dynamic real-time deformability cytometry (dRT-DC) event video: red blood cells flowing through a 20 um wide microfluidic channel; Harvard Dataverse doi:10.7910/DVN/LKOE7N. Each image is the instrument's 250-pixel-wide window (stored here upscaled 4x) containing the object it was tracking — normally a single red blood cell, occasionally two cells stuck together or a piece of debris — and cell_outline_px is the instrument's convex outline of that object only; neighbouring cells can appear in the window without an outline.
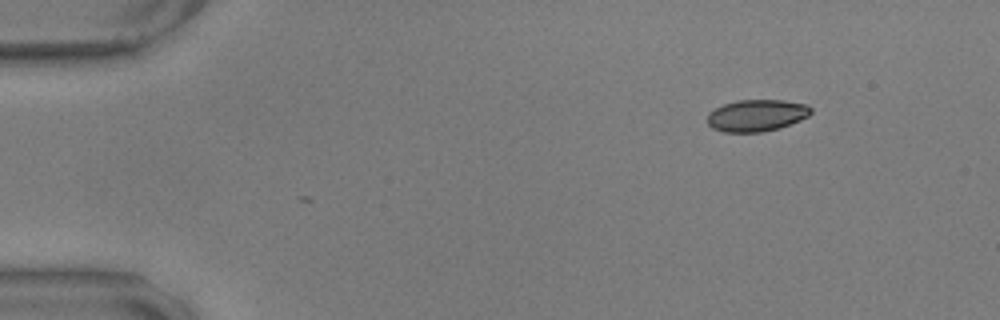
{"species": "common noctule bat (a hibernating species)", "species_latin": "Nyctalus noctula", "temperature_condition": "warm", "stored_images_in_passage": 3, "camera_frame_rate_fps": 3000, "um_per_image_px": 0.085, "animal": {"sex": "male", "body_mass_g": 17.9, "forearm_length_mm": 54.2}, "frame": {"image": 1, "passage_image": 3, "time_ms": 0.667, "image_size_px": [1000, 320], "cell_outline_px": [[812, 112], [808, 116], [800, 120], [780, 128], [760, 132], [724, 132], [712, 128], [708, 124], [708, 112], [724, 104], [736, 100], [784, 100], [808, 104], [812, 108]], "centroid_in_image_um": [64.33, 9.8], "position_along_channel_um": 20.7, "area_um2": 19.31}}